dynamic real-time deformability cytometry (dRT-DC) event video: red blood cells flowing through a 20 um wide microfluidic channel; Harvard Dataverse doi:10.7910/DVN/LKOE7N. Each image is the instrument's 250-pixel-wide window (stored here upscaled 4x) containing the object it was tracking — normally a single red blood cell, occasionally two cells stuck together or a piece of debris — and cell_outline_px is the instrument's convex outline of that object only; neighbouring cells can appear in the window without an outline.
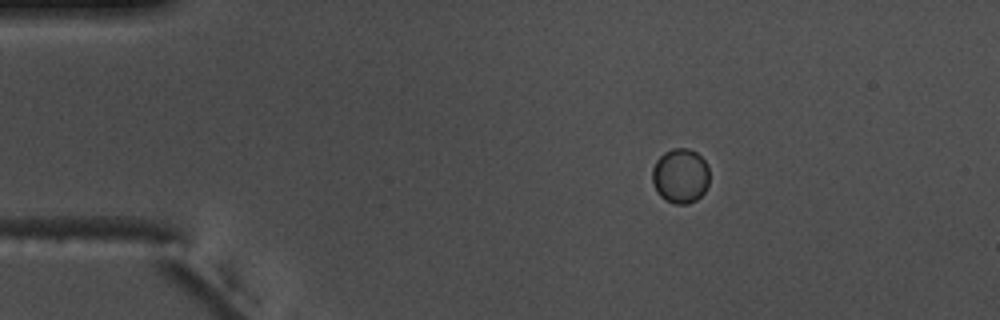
{"species": "common noctule bat (a hibernating species)", "species_latin": "Nyctalus noctula", "temperature_condition": "warm", "stored_images_in_passage": 48, "camera_frame_rate_fps": 3000, "um_per_image_px": 0.085, "animal": {"sex": "male", "body_mass_g": 17.5, "forearm_length_mm": 52.3}, "frame": {"image": 1, "passage_image": 1, "time_ms": 0.0, "image_size_px": [1000, 320], "cell_outline_px": [[708, 184], [704, 192], [696, 200], [688, 204], [676, 204], [660, 196], [656, 192], [652, 180], [652, 168], [656, 160], [664, 152], [672, 148], [688, 148], [696, 152], [708, 164]], "centroid_in_image_um": [57.82, 14.93], "position_along_channel_um": 27.2, "area_um2": 18.32}}
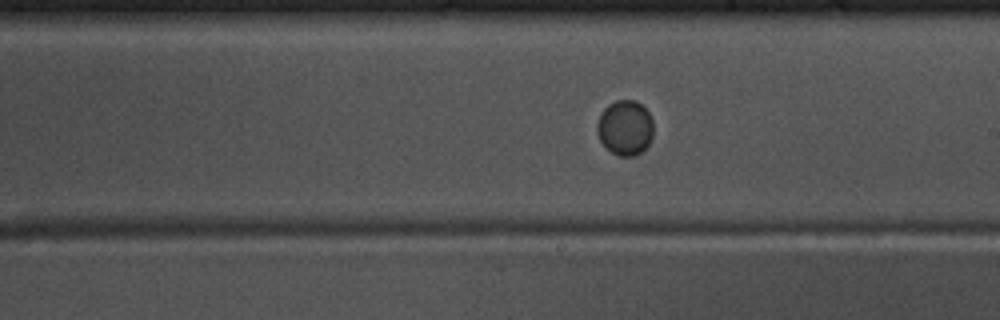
{"frame": {"image": 2, "passage_image": 24, "time_ms": 7.667, "image_size_px": [1000, 320], "cell_outline_px": [[652, 136], [648, 144], [640, 152], [632, 156], [620, 156], [612, 152], [600, 140], [596, 128], [596, 124], [604, 108], [608, 104], [616, 100], [632, 100], [640, 104], [648, 112], [652, 120]], "centroid_in_image_um": [53.11, 10.84], "position_along_channel_um": 235.9, "area_um2": 17.74}}
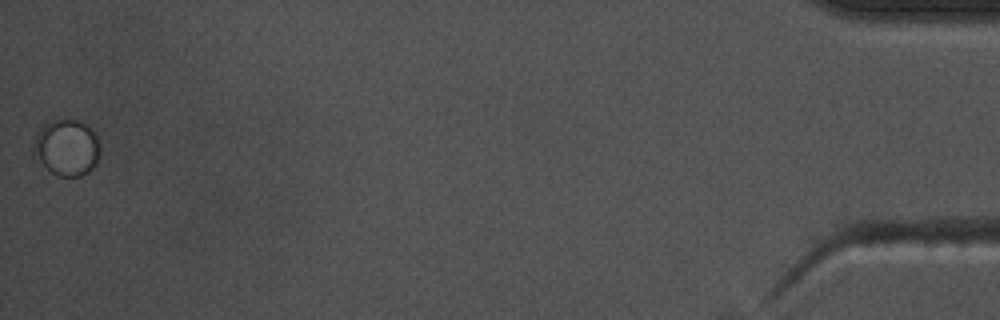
{"frame": {"image": 3, "passage_image": 48, "time_ms": 15.667, "image_size_px": [1000, 320], "cell_outline_px": [[100, 152], [96, 164], [88, 172], [80, 176], [56, 176], [32, 152], [32, 144], [40, 128], [44, 124], [52, 120], [76, 120], [84, 124], [96, 136], [100, 148]], "centroid_in_image_um": [5.66, 12.55], "position_along_channel_um": 429.5, "area_um2": 21.5}}